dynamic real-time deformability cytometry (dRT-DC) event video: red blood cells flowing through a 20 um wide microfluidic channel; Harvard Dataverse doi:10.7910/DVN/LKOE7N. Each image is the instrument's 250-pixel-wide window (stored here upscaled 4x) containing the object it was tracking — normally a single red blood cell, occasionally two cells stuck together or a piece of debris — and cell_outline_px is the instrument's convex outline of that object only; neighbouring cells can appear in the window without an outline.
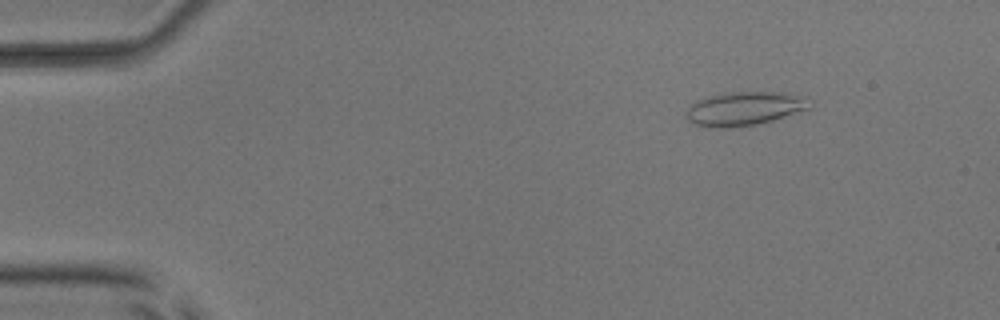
{"species": "common noctule bat (a hibernating species)", "species_latin": "Nyctalus noctula", "temperature_condition": "room temperature", "stored_images_in_passage": 53, "camera_frame_rate_fps": 3000, "um_per_image_px": 0.085, "animal": {"sex": "male", "body_mass_g": 17.9, "forearm_length_mm": 54.2}, "frame": {"image": 1, "passage_image": 7, "time_ms": 2.0, "image_size_px": [1000, 320], "cell_outline_px": [[808, 108], [772, 120], [756, 124], [732, 128], [708, 128], [692, 124], [688, 120], [688, 108], [696, 100], [724, 92], [784, 92], [800, 96]], "centroid_in_image_um": [63.14, 9.24], "position_along_channel_um": 21.9, "area_um2": 23.81}}
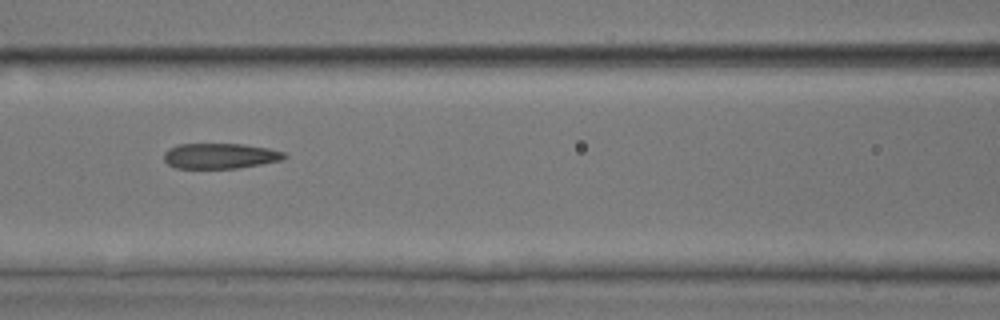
{"frame": {"image": 2, "passage_image": 24, "time_ms": 7.667, "image_size_px": [1000, 320], "cell_outline_px": [[288, 156], [280, 160], [260, 164], [236, 168], [176, 168], [168, 164], [164, 160], [164, 152], [168, 148], [176, 144], [244, 144], [268, 148], [284, 152]], "centroid_in_image_um": [18.67, 13.24], "position_along_channel_um": 147.9, "area_um2": 17.8}}
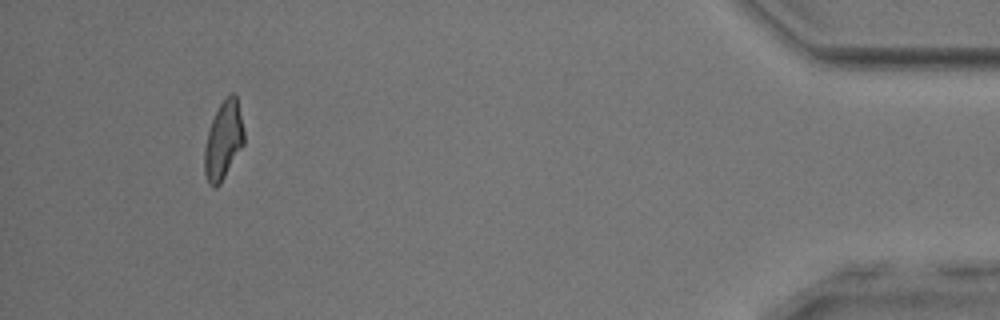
{"frame": {"image": 3, "passage_image": 50, "time_ms": 16.333, "image_size_px": [1000, 320], "cell_outline_px": [[244, 144], [220, 184], [216, 188], [212, 188], [208, 184], [204, 172], [204, 148], [208, 132], [212, 120], [220, 104], [232, 92], [236, 92], [244, 132]], "centroid_in_image_um": [18.98, 11.96], "position_along_channel_um": 416.2, "area_um2": 17.98}, "authors_computed_cell_mechanics": {"area_um2": 18.9584, "velocity_mm_per_s": 3.8597, "shape_relaxation_time_tau1_ms": null, "shape_relaxation_time_tau2_ms": 1.9355, "deformation_change_tau1": null, "deformation_change_tau2": 0.1084}}